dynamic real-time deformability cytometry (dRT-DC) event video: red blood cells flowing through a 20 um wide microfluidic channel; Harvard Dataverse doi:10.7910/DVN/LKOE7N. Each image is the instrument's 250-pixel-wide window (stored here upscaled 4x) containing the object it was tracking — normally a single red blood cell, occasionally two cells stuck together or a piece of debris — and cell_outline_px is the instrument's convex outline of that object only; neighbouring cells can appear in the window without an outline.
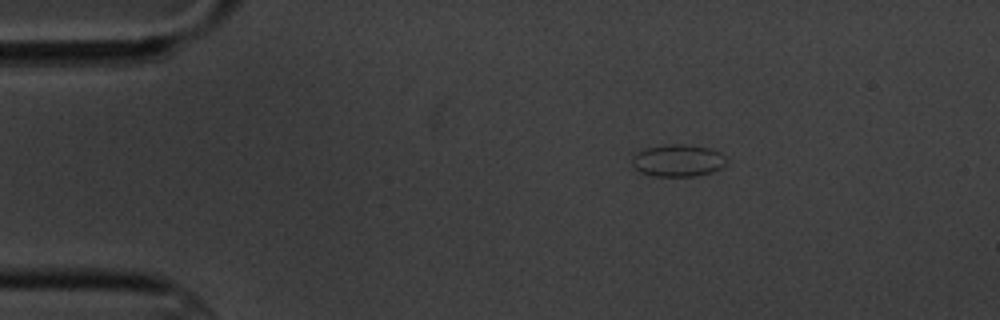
{"species": "common noctule bat (a hibernating species)", "species_latin": "Nyctalus noctula", "temperature_condition": "cold", "stored_images_in_passage": 3, "camera_frame_rate_fps": 3000, "um_per_image_px": 0.085, "animal": {"sex": "male", "body_mass_g": 20.1, "forearm_length_mm": 53.5}, "frame": {"image": 1, "passage_image": 1, "time_ms": 0.0, "image_size_px": [1000, 320], "cell_outline_px": [[728, 160], [720, 168], [712, 172], [692, 176], [652, 176], [640, 172], [632, 164], [632, 156], [636, 152], [644, 148], [668, 144], [684, 144], [708, 148], [720, 152]], "centroid_in_image_um": [57.6, 13.64], "position_along_channel_um": 27.4, "area_um2": 17.69}}